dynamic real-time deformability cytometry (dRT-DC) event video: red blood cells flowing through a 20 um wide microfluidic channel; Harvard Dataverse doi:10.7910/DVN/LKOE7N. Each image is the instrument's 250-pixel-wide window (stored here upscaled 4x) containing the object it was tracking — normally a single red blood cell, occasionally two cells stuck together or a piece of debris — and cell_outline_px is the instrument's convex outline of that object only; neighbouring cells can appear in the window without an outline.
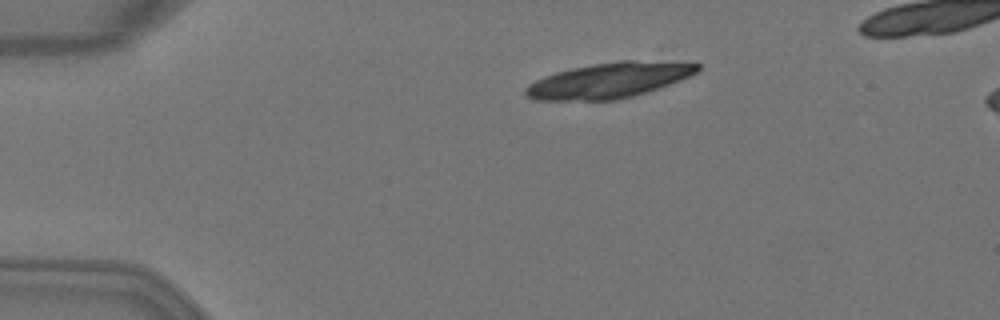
{"species": "Egyptian fruit bat (a non-hibernating species)", "species_latin": "Rousettus aegyptiacus", "temperature_condition": "warm", "stored_images_in_passage": 4, "camera_frame_rate_fps": 3000, "um_per_image_px": 0.085, "animal": {"sex": "female"}, "frame": {"image": 1, "passage_image": 3, "time_ms": 0.667, "image_size_px": [1000, 320], "cell_outline_px": [[700, 68], [696, 72], [680, 80], [632, 96], [616, 100], [536, 100], [528, 96], [524, 92], [524, 88], [528, 84], [544, 76], [556, 72], [572, 68], [620, 60], [632, 60], [700, 64]], "centroid_in_image_um": [51.71, 6.83], "position_along_channel_um": 33.3, "area_um2": 34.74}}